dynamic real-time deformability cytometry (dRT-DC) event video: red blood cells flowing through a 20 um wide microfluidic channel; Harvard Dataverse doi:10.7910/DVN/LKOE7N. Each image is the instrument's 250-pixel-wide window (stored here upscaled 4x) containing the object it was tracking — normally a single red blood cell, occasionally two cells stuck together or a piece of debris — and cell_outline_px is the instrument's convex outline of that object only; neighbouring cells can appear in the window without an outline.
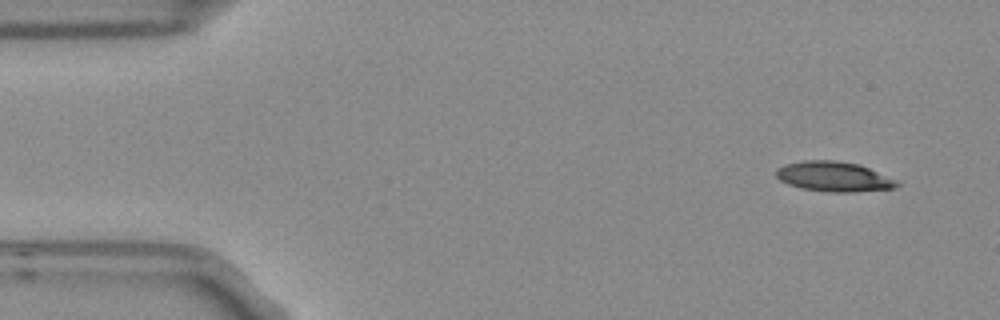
{"species": "Egyptian fruit bat (a non-hibernating species)", "species_latin": "Rousettus aegyptiacus", "temperature_condition": "room temperature", "stored_images_in_passage": 4, "camera_frame_rate_fps": 3000, "um_per_image_px": 0.085, "frame": {"image": 1, "passage_image": 1, "time_ms": 0.0, "image_size_px": [1000, 320], "cell_outline_px": [[900, 184], [896, 188], [852, 192], [828, 192], [800, 188], [788, 184], [780, 180], [776, 176], [776, 168], [784, 164], [804, 160], [836, 160], [856, 164], [868, 168], [900, 180]], "centroid_in_image_um": [70.89, 15.01], "position_along_channel_um": 14.1, "area_um2": 21.27}}